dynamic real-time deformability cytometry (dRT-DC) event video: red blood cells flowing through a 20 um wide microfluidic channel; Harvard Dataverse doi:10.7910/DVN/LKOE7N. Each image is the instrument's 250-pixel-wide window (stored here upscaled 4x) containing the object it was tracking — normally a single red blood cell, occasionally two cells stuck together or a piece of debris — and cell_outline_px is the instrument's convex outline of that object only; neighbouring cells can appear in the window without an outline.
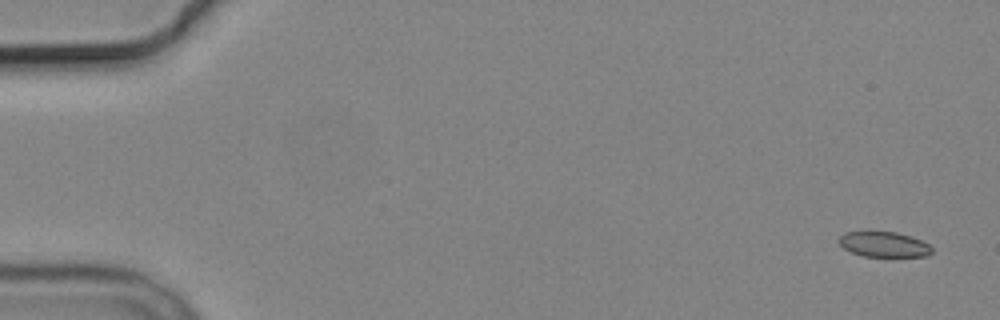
{"species": "common noctule bat (a hibernating species)", "species_latin": "Nyctalus noctula", "temperature_condition": "cold", "stored_images_in_passage": 4, "segment_of_instrument_passage": [2, 2], "camera_frame_rate_fps": 3000, "um_per_image_px": 0.085, "animal": {"sex": "male", "body_mass_g": 19.2, "forearm_length_mm": 51.8}, "frame": {"image": 1, "passage_image": 4, "time_ms": 4.333, "image_size_px": [1000, 320], "cell_outline_px": [[932, 252], [928, 256], [864, 256], [852, 252], [844, 248], [836, 240], [844, 232], [896, 232], [920, 240], [928, 244], [932, 248]], "centroid_in_image_um": [75.11, 20.77], "position_along_channel_um": 9.9, "area_um2": 13.47}}